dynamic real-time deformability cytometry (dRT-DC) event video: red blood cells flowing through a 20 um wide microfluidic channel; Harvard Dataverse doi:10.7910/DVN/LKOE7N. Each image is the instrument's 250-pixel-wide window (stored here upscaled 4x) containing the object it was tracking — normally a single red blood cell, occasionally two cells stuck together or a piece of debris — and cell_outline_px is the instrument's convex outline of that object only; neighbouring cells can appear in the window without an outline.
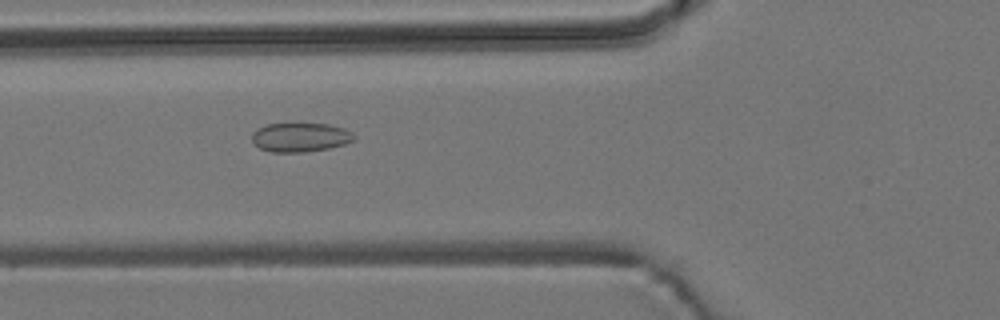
{"species": "common noctule bat (a hibernating species)", "species_latin": "Nyctalus noctula", "temperature_condition": "room temperature", "stored_images_in_passage": 6, "camera_frame_rate_fps": 3000, "um_per_image_px": 0.085, "animal": {"sex": "male", "body_mass_g": 19.2, "forearm_length_mm": 51.8}, "frame": {"image": 1, "passage_image": 6, "time_ms": 6.333, "image_size_px": [1000, 320], "cell_outline_px": [[356, 140], [344, 144], [328, 148], [304, 152], [272, 152], [260, 148], [252, 140], [252, 132], [256, 128], [268, 124], [292, 120], [328, 124], [344, 128], [352, 132], [356, 136]], "centroid_in_image_um": [25.52, 11.61], "position_along_channel_um": 100.3, "area_um2": 18.15}}